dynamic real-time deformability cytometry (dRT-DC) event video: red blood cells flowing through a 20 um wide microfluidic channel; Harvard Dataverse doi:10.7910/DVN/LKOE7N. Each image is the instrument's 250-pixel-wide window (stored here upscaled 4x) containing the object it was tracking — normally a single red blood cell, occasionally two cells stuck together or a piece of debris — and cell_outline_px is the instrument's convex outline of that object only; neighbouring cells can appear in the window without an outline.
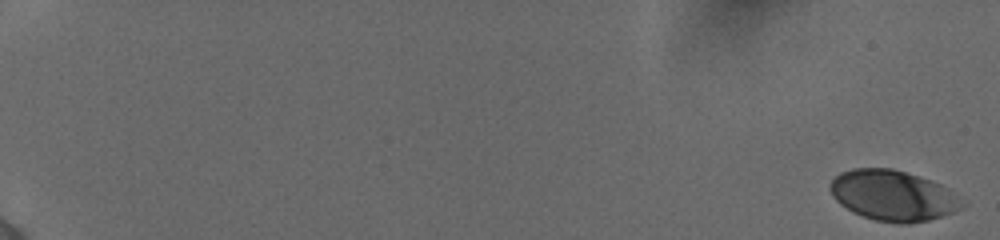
{"species": "human", "species_latin": "Homo sapiens", "temperature_condition": "cold", "stored_images_in_passage": 39, "camera_frame_rate_fps": 3000, "um_per_image_px": 0.085, "donor": {"sex": "female"}, "frame": {"image": 1, "passage_image": 1, "time_ms": 0.0, "image_size_px": [1000, 240], "cell_outline_px": [[968, 204], [964, 208], [928, 220], [908, 224], [900, 224], [876, 220], [852, 212], [840, 204], [832, 196], [828, 188], [828, 184], [840, 172], [852, 168], [892, 168], [940, 184], [948, 188], [968, 200]], "centroid_in_image_um": [75.94, 16.62], "position_along_channel_um": 9.1, "area_um2": 39.19}}
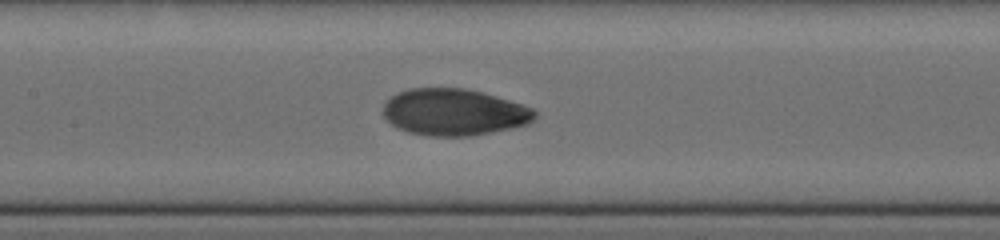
{"frame": {"image": 2, "passage_image": 22, "time_ms": 10.0, "image_size_px": [1000, 240], "cell_outline_px": [[536, 116], [532, 120], [524, 124], [512, 128], [472, 136], [428, 136], [408, 132], [396, 128], [384, 116], [384, 104], [392, 96], [408, 88], [464, 88], [484, 92], [532, 108], [536, 112]], "centroid_in_image_um": [38.57, 9.54], "position_along_channel_um": 168.8, "area_um2": 41.1}}
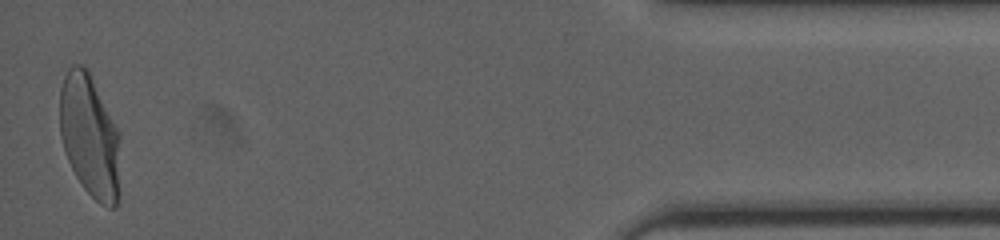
{"frame": {"image": 3, "passage_image": 39, "time_ms": 18.333, "image_size_px": [1000, 240], "cell_outline_px": [[120, 140], [116, 208], [108, 208], [100, 204], [84, 188], [76, 176], [68, 160], [64, 148], [60, 132], [60, 88], [64, 76], [68, 68], [72, 64], [80, 64], [88, 68], [120, 132]], "centroid_in_image_um": [7.62, 11.5], "position_along_channel_um": 427.6, "area_um2": 43.35}, "authors_computed_cell_mechanics": {"area_um2": 40.8068, "velocity_mm_per_s": 3.8595, "shape_relaxation_time_tau1_ms": 3.0251, "shape_relaxation_time_tau2_ms": null, "deformation_change_tau1": 0.1624, "deformation_change_tau2": null}}